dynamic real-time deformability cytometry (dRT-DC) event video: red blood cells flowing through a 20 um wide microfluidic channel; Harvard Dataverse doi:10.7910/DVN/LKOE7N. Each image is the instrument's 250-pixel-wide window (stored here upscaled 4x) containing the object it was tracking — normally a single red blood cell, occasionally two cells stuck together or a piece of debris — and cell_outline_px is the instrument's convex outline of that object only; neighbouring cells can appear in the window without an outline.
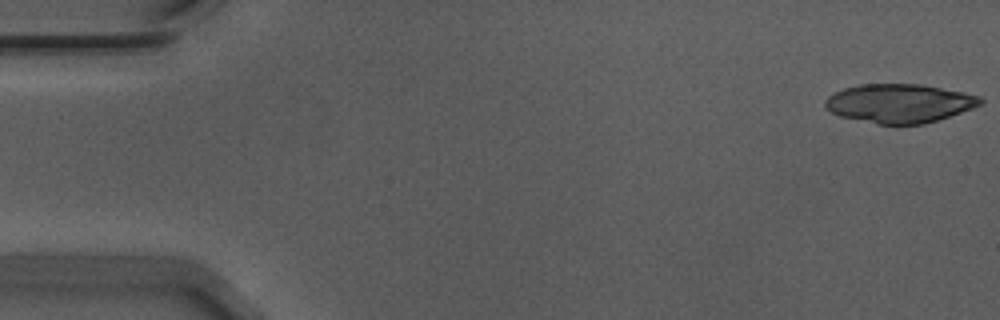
{"species": "Egyptian fruit bat (a non-hibernating species)", "species_latin": "Rousettus aegyptiacus", "temperature_condition": "warm", "stored_images_in_passage": 54, "camera_frame_rate_fps": 3000, "um_per_image_px": 0.085, "animal": {"sex": "male"}, "frame": {"image": 1, "passage_image": 1, "time_ms": 0.0, "image_size_px": [1000, 320], "cell_outline_px": [[984, 100], [980, 104], [972, 108], [924, 124], [880, 124], [840, 116], [824, 108], [824, 100], [828, 96], [844, 88], [860, 84], [920, 84], [964, 92], [980, 96]], "centroid_in_image_um": [76.43, 8.77], "position_along_channel_um": 8.6, "area_um2": 34.85}}
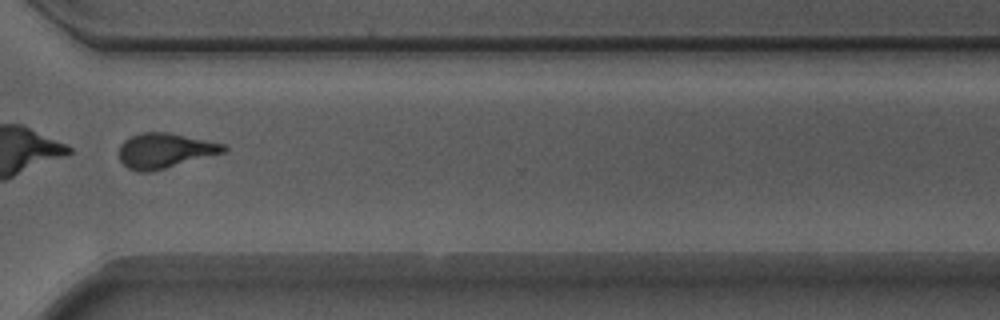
{"frame": {"image": 2, "passage_image": 41, "time_ms": 13.333, "image_size_px": [1000, 320], "cell_outline_px": [[228, 148], [224, 152], [152, 172], [140, 172], [128, 168], [120, 160], [120, 144], [124, 140], [132, 136], [144, 132], [168, 132], [224, 144]], "centroid_in_image_um": [14.0, 12.81], "position_along_channel_um": 356.6, "area_um2": 21.1}}